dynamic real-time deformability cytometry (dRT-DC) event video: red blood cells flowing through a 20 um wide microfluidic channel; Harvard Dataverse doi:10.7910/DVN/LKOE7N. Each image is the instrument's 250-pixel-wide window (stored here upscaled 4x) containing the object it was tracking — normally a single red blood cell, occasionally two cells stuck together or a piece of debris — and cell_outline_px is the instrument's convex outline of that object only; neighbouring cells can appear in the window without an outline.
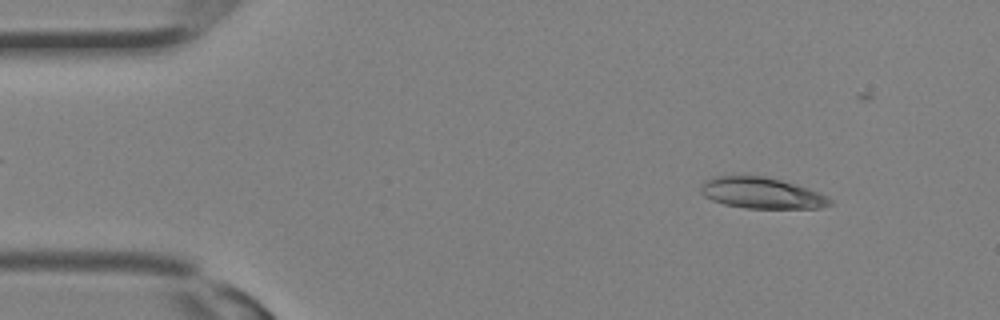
{"species": "Egyptian fruit bat (a non-hibernating species)", "species_latin": "Rousettus aegyptiacus", "temperature_condition": "room temperature", "stored_images_in_passage": 30, "camera_frame_rate_fps": 3000, "um_per_image_px": 0.085, "animal": {"sex": "female"}, "frame": {"image": 1, "passage_image": 3, "time_ms": 0.667, "image_size_px": [1000, 320], "cell_outline_px": [[832, 204], [820, 208], [744, 208], [724, 204], [712, 200], [704, 196], [700, 192], [700, 188], [704, 180], [712, 176], [764, 176], [780, 180], [816, 192], [832, 200]], "centroid_in_image_um": [64.65, 16.41], "position_along_channel_um": 20.3, "area_um2": 23.06}}
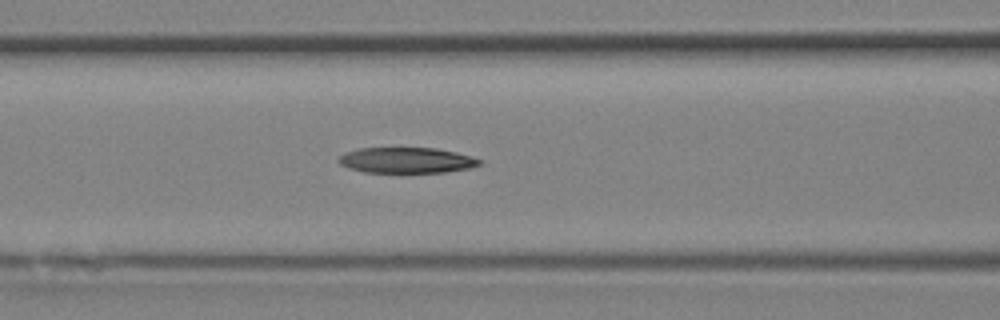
{"frame": {"image": 2, "passage_image": 12, "time_ms": 3.667, "image_size_px": [1000, 320], "cell_outline_px": [[484, 164], [468, 168], [444, 172], [364, 172], [348, 168], [340, 164], [336, 160], [344, 152], [360, 148], [436, 148], [456, 152], [472, 156], [480, 160]], "centroid_in_image_um": [34.54, 13.62], "position_along_channel_um": 132.1, "area_um2": 21.1}}
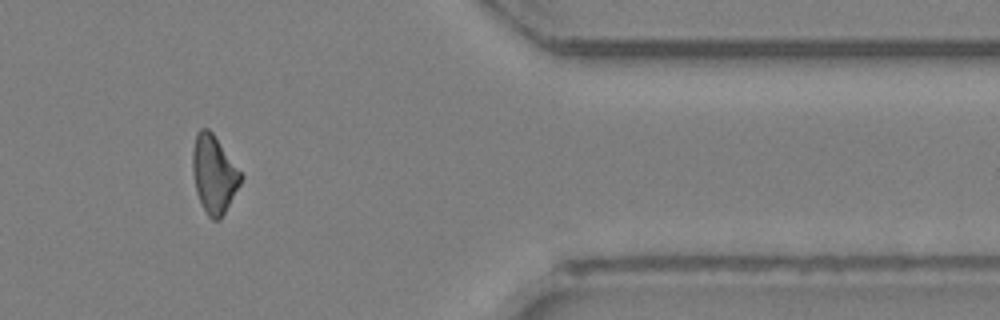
{"frame": {"image": 3, "passage_image": 25, "time_ms": 8.0, "image_size_px": [1000, 320], "cell_outline_px": [[244, 176], [240, 184], [220, 220], [212, 220], [208, 216], [196, 192], [192, 172], [192, 152], [196, 132], [200, 128], [208, 128], [212, 132]], "centroid_in_image_um": [18.17, 14.79], "position_along_channel_um": 393.2, "area_um2": 21.73}}